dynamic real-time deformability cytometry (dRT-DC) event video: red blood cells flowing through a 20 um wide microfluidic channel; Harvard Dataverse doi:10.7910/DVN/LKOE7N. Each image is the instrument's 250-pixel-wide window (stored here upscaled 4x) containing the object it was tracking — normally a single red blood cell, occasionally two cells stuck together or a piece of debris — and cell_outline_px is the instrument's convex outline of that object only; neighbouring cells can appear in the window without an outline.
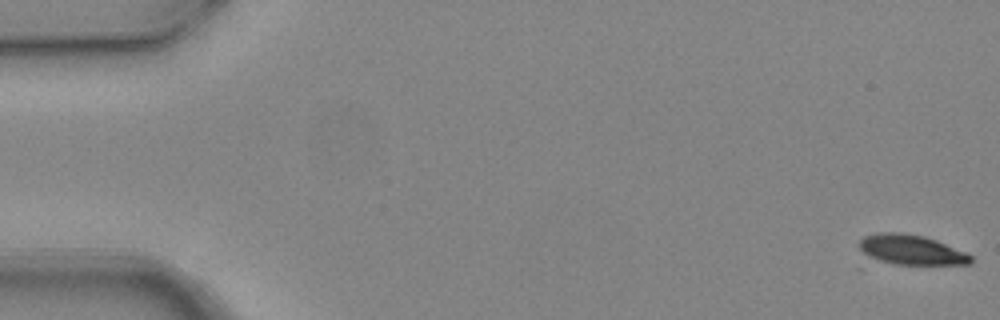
{"species": "common noctule bat (a hibernating species)", "species_latin": "Nyctalus noctula", "temperature_condition": "warm", "stored_images_in_passage": 6, "camera_frame_rate_fps": 3000, "um_per_image_px": 0.085, "animal": {"sex": "female", "body_mass_g": 24.6, "forearm_length_mm": 56.2}, "frame": {"image": 1, "passage_image": 1, "time_ms": 0.0, "image_size_px": [1000, 320], "cell_outline_px": [[972, 264], [896, 264], [868, 260], [856, 244], [864, 236], [876, 232], [904, 232], [924, 236], [936, 240], [964, 252], [972, 256]], "centroid_in_image_um": [77.34, 21.23], "position_along_channel_um": 7.7, "area_um2": 19.83}}
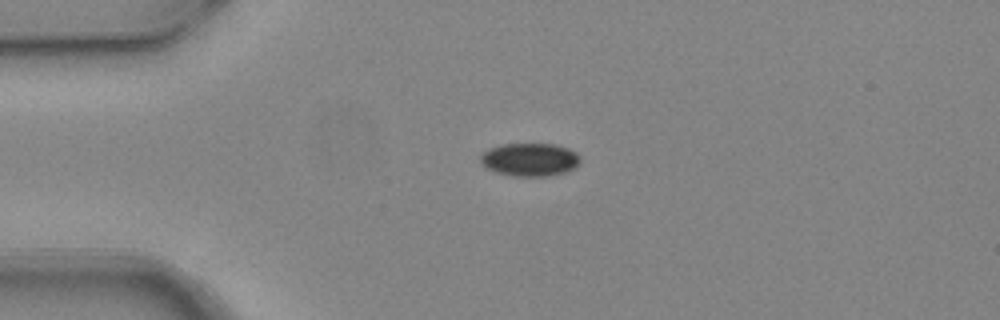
{"frame": {"image": 2, "passage_image": 6, "time_ms": 1.667, "image_size_px": [1000, 320], "cell_outline_px": [[580, 164], [576, 168], [568, 172], [548, 176], [512, 176], [496, 172], [480, 164], [480, 156], [488, 148], [500, 144], [556, 144], [568, 148], [576, 152], [580, 156]], "centroid_in_image_um": [45.06, 13.57], "position_along_channel_um": 39.9, "area_um2": 19.59}}